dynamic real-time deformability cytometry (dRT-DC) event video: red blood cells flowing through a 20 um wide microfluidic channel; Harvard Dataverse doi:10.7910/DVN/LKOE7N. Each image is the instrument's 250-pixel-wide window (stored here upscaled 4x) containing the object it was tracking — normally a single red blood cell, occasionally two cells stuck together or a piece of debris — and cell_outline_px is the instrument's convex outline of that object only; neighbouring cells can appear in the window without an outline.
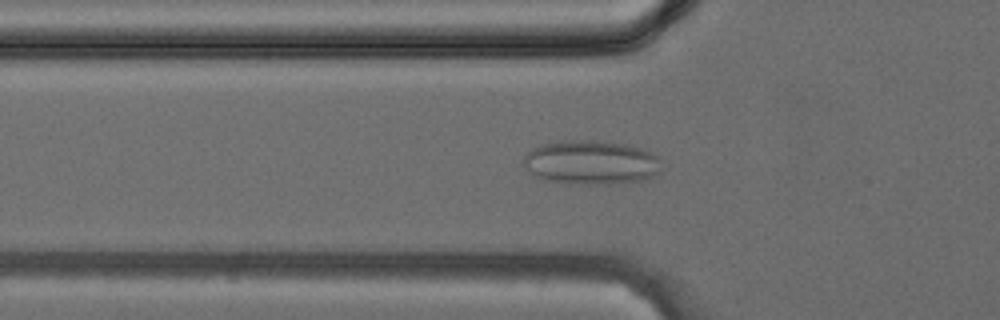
{"species": "common noctule bat (a hibernating species)", "species_latin": "Nyctalus noctula", "temperature_condition": "cold", "stored_images_in_passage": 38, "camera_frame_rate_fps": 3000, "um_per_image_px": 0.085, "animal": {"sex": "female", "body_mass_g": 24.6, "forearm_length_mm": 56.2}, "frame": {"image": 1, "passage_image": 12, "time_ms": 3.667, "image_size_px": [1000, 320], "cell_outline_px": [[660, 172], [644, 180], [608, 184], [568, 184], [544, 180], [528, 172], [520, 164], [524, 156], [532, 148], [544, 144], [564, 140], [596, 140], [624, 144], [640, 148], [652, 152], [656, 156]], "centroid_in_image_um": [50.16, 13.82], "position_along_channel_um": 75.6, "area_um2": 35.72}}